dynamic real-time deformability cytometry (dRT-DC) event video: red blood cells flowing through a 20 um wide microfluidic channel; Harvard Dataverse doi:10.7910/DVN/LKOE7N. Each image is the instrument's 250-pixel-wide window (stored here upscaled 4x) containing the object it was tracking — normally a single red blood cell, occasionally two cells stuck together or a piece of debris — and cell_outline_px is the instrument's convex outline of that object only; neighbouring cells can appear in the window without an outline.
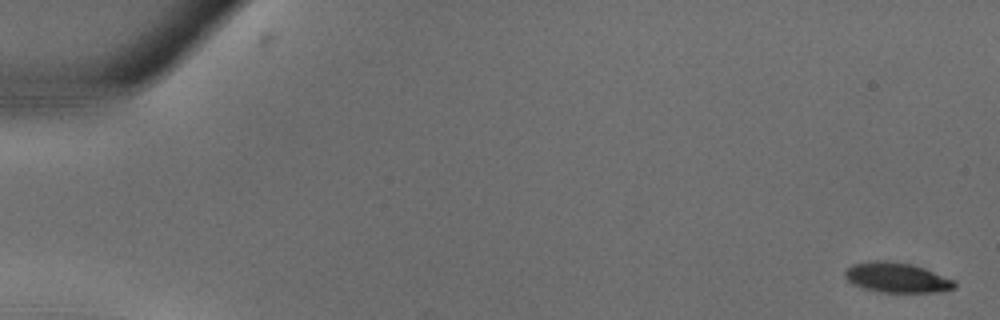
{"species": "common noctule bat (a hibernating species)", "species_latin": "Nyctalus noctula", "temperature_condition": "warm", "stored_images_in_passage": 36, "camera_frame_rate_fps": 3000, "um_per_image_px": 0.085, "animal": {"sex": "male", "body_mass_g": 18.8}, "frame": {"image": 1, "passage_image": 1, "time_ms": 0.0, "image_size_px": [1000, 320], "cell_outline_px": [[956, 288], [940, 292], [880, 292], [864, 288], [852, 284], [844, 276], [844, 272], [852, 264], [872, 260], [884, 260], [912, 264], [924, 268], [956, 280]], "centroid_in_image_um": [76.25, 23.59], "position_along_channel_um": 8.8, "area_um2": 19.31}}
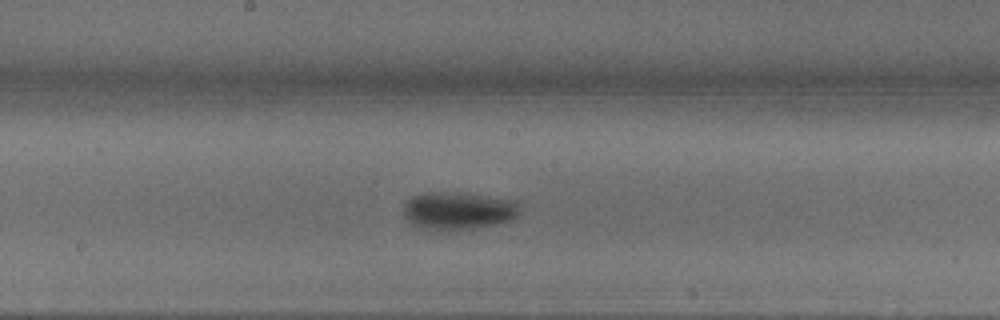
{"frame": {"image": 2, "passage_image": 20, "time_ms": 6.333, "image_size_px": [1000, 320], "cell_outline_px": [[524, 204], [520, 212], [512, 220], [496, 224], [460, 228], [424, 228], [408, 220], [404, 216], [404, 204], [412, 196], [424, 192], [460, 192], [520, 200]], "centroid_in_image_um": [39.06, 17.84], "position_along_channel_um": 209.1, "area_um2": 25.32}}
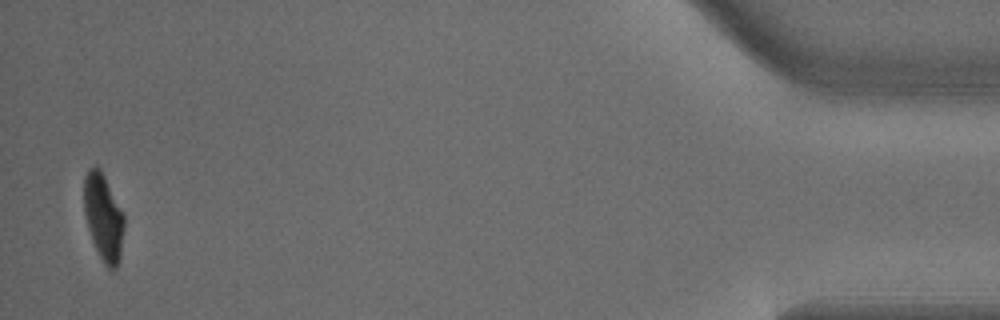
{"frame": {"image": 3, "passage_image": 36, "time_ms": 11.667, "image_size_px": [1000, 320], "cell_outline_px": [[124, 228], [120, 260], [116, 268], [112, 272], [104, 264], [92, 240], [88, 228], [84, 212], [84, 176], [88, 168], [96, 164], [100, 168], [124, 216]], "centroid_in_image_um": [8.78, 18.47], "position_along_channel_um": 426.4, "area_um2": 20.29}}